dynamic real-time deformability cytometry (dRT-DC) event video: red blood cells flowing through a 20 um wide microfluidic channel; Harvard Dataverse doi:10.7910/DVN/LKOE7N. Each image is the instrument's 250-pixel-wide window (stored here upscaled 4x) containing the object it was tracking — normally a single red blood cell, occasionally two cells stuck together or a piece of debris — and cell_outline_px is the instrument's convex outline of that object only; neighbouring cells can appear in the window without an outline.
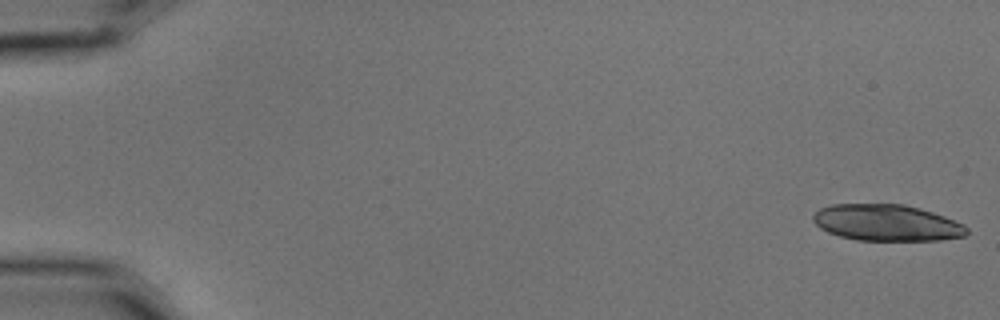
{"species": "common noctule bat (a hibernating species)", "species_latin": "Nyctalus noctula", "temperature_condition": "cold", "stored_images_in_passage": 22, "camera_frame_rate_fps": 3000, "um_per_image_px": 0.085, "animal": {"sex": "male", "body_mass_g": 15.6}, "frame": {"image": 1, "passage_image": 1, "time_ms": 0.0, "image_size_px": [1000, 320], "cell_outline_px": [[968, 232], [964, 236], [940, 240], [856, 240], [840, 236], [828, 232], [820, 228], [812, 220], [812, 216], [820, 208], [832, 204], [904, 204], [920, 208], [944, 216], [964, 224], [968, 228]], "centroid_in_image_um": [75.37, 18.93], "position_along_channel_um": 9.6, "area_um2": 32.6}}